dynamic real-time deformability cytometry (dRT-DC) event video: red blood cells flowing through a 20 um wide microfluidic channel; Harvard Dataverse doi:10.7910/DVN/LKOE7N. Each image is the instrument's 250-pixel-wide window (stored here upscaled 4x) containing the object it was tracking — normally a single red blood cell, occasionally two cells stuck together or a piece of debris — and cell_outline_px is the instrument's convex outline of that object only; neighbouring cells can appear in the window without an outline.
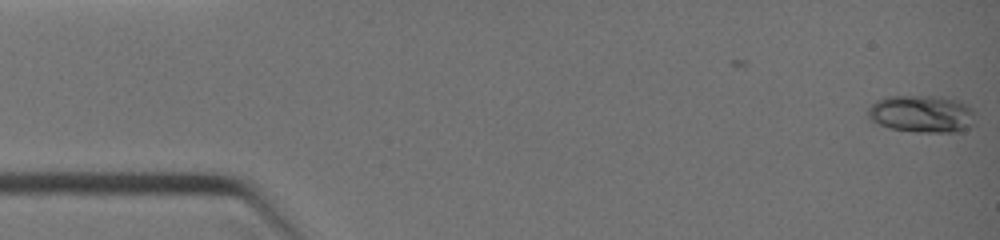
{"species": "common noctule bat (a hibernating species)", "species_latin": "Nyctalus noctula", "temperature_condition": "warm", "stored_images_in_passage": 2, "camera_frame_rate_fps": 3000, "um_per_image_px": 0.085, "animal": {"sex": "female", "body_mass_g": 19.0, "forearm_length_mm": 51.5}, "frame": {"image": 1, "passage_image": 2, "time_ms": 0.667, "image_size_px": [1000, 240], "cell_outline_px": [[972, 112], [968, 128], [960, 132], [916, 132], [892, 128], [876, 124], [868, 116], [868, 108], [876, 100], [884, 96], [936, 96], [960, 100], [972, 108]], "centroid_in_image_um": [78.3, 9.67], "position_along_channel_um": 6.7, "area_um2": 23.24}}